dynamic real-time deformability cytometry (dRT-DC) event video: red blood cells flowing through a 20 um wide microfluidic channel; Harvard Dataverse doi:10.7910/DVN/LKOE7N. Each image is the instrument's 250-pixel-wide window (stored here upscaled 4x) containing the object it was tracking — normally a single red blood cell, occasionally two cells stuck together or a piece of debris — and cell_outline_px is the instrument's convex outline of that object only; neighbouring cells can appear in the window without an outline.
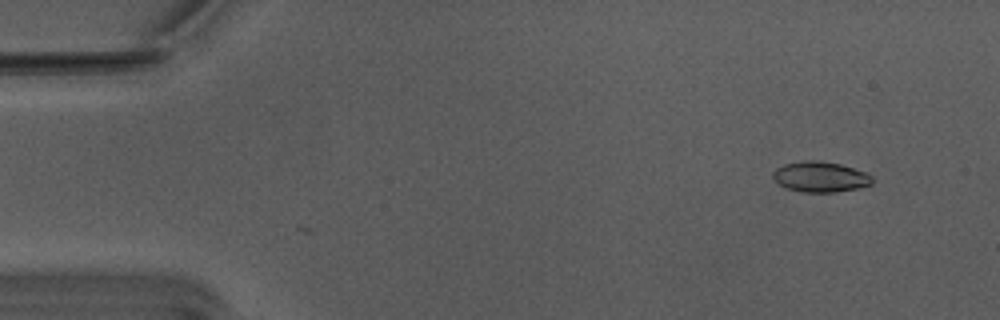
{"species": "Egyptian fruit bat (a non-hibernating species)", "species_latin": "Rousettus aegyptiacus", "temperature_condition": "warm", "stored_images_in_passage": 2, "camera_frame_rate_fps": 3000, "um_per_image_px": 0.085, "animal": {"sex": "male"}, "frame": {"image": 1, "passage_image": 2, "time_ms": 0.333, "image_size_px": [1000, 320], "cell_outline_px": [[872, 184], [860, 188], [836, 192], [804, 192], [788, 188], [780, 184], [772, 176], [772, 172], [776, 168], [784, 164], [808, 160], [820, 160], [840, 164], [864, 172], [872, 176]], "centroid_in_image_um": [69.74, 15.03], "position_along_channel_um": 15.3, "area_um2": 17.51}}